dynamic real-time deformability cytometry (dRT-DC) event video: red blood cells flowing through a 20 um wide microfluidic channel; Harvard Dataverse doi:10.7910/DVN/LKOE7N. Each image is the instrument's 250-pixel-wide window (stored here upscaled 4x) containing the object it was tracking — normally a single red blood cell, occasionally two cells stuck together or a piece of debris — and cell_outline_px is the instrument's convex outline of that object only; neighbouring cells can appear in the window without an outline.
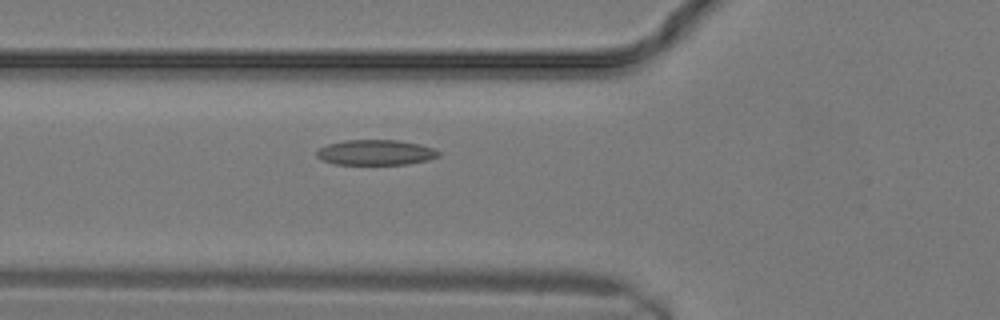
{"species": "common noctule bat (a hibernating species)", "species_latin": "Nyctalus noctula", "temperature_condition": "warm", "stored_images_in_passage": 10, "camera_frame_rate_fps": 3000, "um_per_image_px": 0.085, "animal": {"sex": "male", "body_mass_g": 19.2, "forearm_length_mm": 51.8}, "frame": {"image": 1, "passage_image": 2, "time_ms": 0.333, "image_size_px": [1000, 320], "cell_outline_px": [[440, 156], [428, 160], [408, 164], [332, 164], [316, 156], [316, 152], [320, 148], [328, 144], [344, 140], [396, 140], [420, 144], [432, 148], [440, 152]], "centroid_in_image_um": [31.94, 12.96], "position_along_channel_um": 93.9, "area_um2": 17.92}}
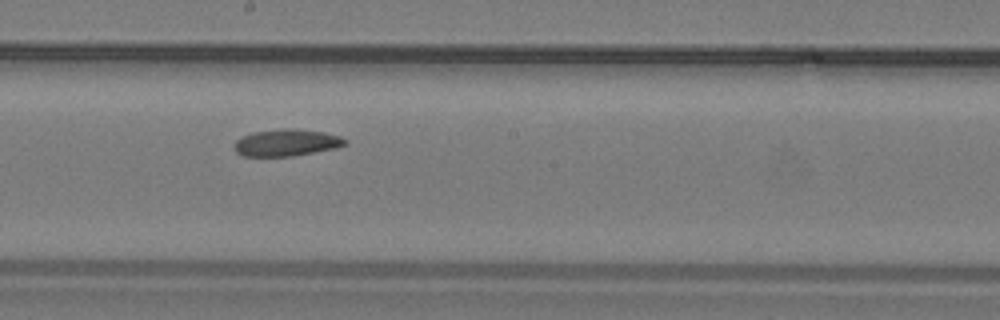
{"frame": {"image": 2, "passage_image": 7, "time_ms": 2.0, "image_size_px": [1000, 320], "cell_outline_px": [[348, 144], [336, 148], [292, 156], [244, 156], [236, 152], [236, 140], [240, 136], [252, 132], [284, 128], [296, 128], [324, 132], [340, 136], [348, 140]], "centroid_in_image_um": [24.39, 12.11], "position_along_channel_um": 223.8, "area_um2": 17.46}}
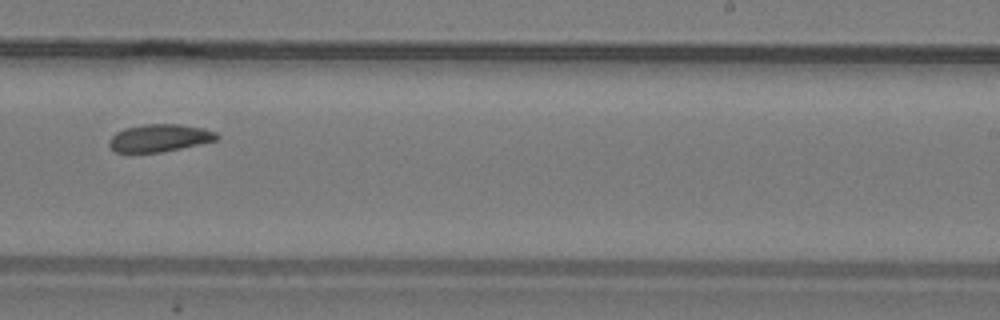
{"frame": {"image": 3, "passage_image": 9, "time_ms": 2.667, "image_size_px": [1000, 320], "cell_outline_px": [[220, 136], [216, 140], [180, 148], [160, 152], [116, 152], [108, 144], [108, 140], [116, 132], [124, 128], [144, 124], [180, 124], [204, 128], [216, 132]], "centroid_in_image_um": [13.55, 11.71], "position_along_channel_um": 275.5, "area_um2": 17.17}}